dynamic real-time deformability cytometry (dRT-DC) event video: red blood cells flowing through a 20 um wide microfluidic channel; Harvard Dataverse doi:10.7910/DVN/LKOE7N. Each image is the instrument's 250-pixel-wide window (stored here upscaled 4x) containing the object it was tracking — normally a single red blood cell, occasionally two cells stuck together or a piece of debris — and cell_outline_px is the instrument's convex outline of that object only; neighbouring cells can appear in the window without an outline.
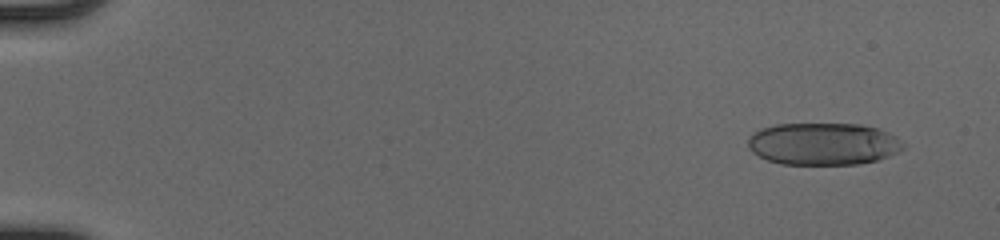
{"species": "human", "species_latin": "Homo sapiens", "temperature_condition": "cold", "stored_images_in_passage": 51, "camera_frame_rate_fps": 3000, "um_per_image_px": 0.085, "donor": {"sex": "male"}, "frame": {"image": 1, "passage_image": 4, "time_ms": 1.0, "image_size_px": [1000, 240], "cell_outline_px": [[904, 148], [888, 156], [876, 160], [856, 164], [780, 164], [768, 160], [752, 152], [748, 148], [748, 140], [752, 132], [760, 128], [776, 124], [860, 124], [880, 128], [896, 136], [904, 144]], "centroid_in_image_um": [69.96, 12.22], "position_along_channel_um": 15.0, "area_um2": 38.32}}
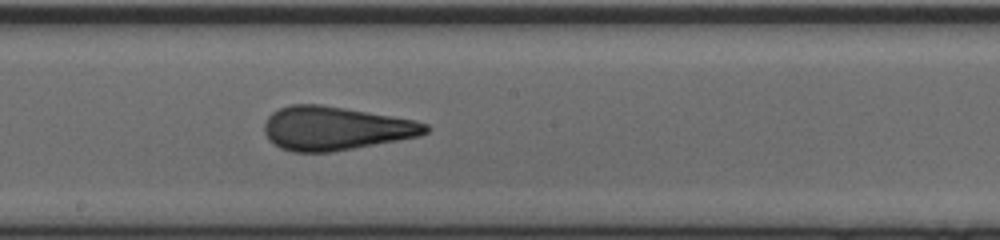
{"frame": {"image": 2, "passage_image": 30, "time_ms": 9.667, "image_size_px": [1000, 240], "cell_outline_px": [[432, 128], [428, 132], [420, 136], [332, 152], [292, 152], [280, 148], [268, 140], [264, 132], [264, 124], [268, 116], [272, 112], [280, 108], [292, 104], [320, 104], [416, 120], [428, 124]], "centroid_in_image_um": [28.51, 10.91], "position_along_channel_um": 219.7, "area_um2": 41.15}}
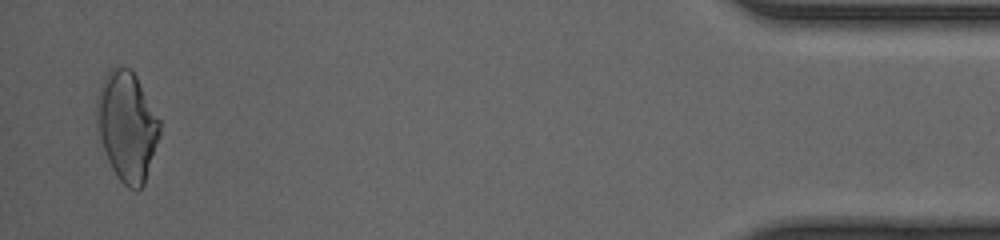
{"frame": {"image": 3, "passage_image": 50, "time_ms": 16.333, "image_size_px": [1000, 240], "cell_outline_px": [[160, 136], [144, 184], [136, 192], [128, 188], [116, 176], [108, 160], [96, 124], [96, 96], [104, 76], [116, 64], [128, 68], [136, 76], [160, 120]], "centroid_in_image_um": [10.79, 10.72], "position_along_channel_um": 424.4, "area_um2": 40.23}, "authors_computed_cell_mechanics": {"area_um2": 39.9976, "velocity_mm_per_s": 4.1481, "shape_relaxation_time_tau1_ms": 6.1052, "shape_relaxation_time_tau2_ms": 1.0665, "deformation_change_tau1": 0.2069, "deformation_change_tau2": 0.1043}}